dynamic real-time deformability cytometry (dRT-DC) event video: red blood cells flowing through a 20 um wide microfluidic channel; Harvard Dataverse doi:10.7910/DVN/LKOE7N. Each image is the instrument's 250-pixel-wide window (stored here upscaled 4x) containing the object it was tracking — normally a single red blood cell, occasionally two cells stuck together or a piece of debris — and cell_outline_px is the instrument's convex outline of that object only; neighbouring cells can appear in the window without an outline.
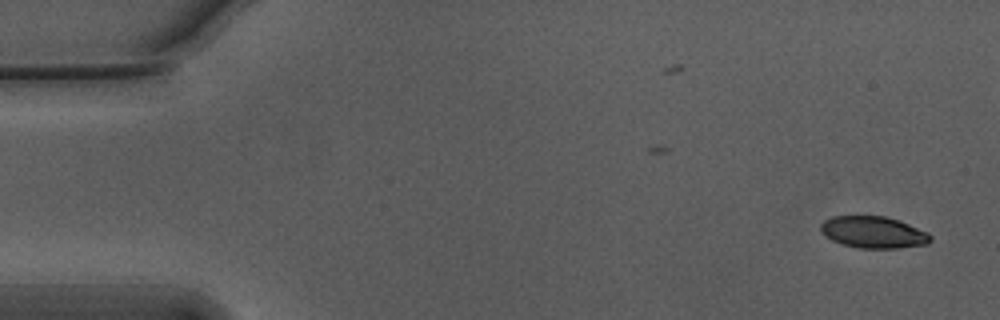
{"species": "Egyptian fruit bat (a non-hibernating species)", "species_latin": "Rousettus aegyptiacus", "temperature_condition": "warm", "stored_images_in_passage": 47, "camera_frame_rate_fps": 3000, "um_per_image_px": 0.085, "animal": {"sex": "male"}, "frame": {"image": 1, "passage_image": 1, "time_ms": 0.0, "image_size_px": [1000, 320], "cell_outline_px": [[932, 240], [928, 244], [900, 248], [860, 248], [844, 244], [832, 240], [824, 236], [820, 228], [820, 224], [824, 220], [832, 216], [884, 216], [900, 220], [928, 232], [932, 236]], "centroid_in_image_um": [74.26, 19.74], "position_along_channel_um": 10.7, "area_um2": 20.46}}
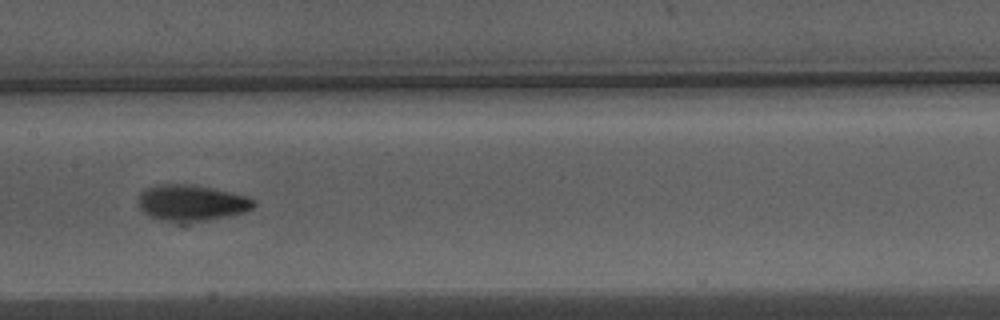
{"frame": {"image": 2, "passage_image": 26, "time_ms": 8.333, "image_size_px": [1000, 320], "cell_outline_px": [[256, 204], [252, 208], [244, 212], [184, 224], [172, 224], [152, 216], [144, 212], [140, 208], [140, 192], [144, 188], [156, 184], [184, 184], [208, 188], [248, 196], [256, 200]], "centroid_in_image_um": [16.25, 17.26], "position_along_channel_um": 191.2, "area_um2": 24.22}}
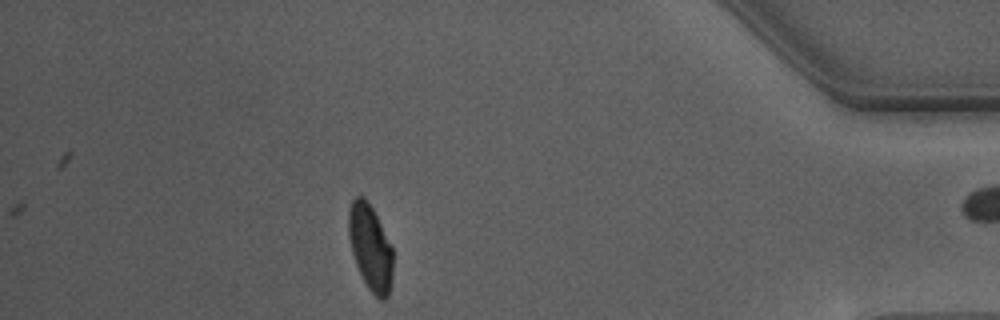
{"frame": {"image": 3, "passage_image": 47, "time_ms": 15.333, "image_size_px": [1000, 320], "cell_outline_px": [[392, 276], [388, 296], [384, 300], [380, 300], [368, 288], [356, 264], [352, 252], [348, 236], [348, 212], [352, 200], [356, 196], [364, 196], [368, 200], [392, 248]], "centroid_in_image_um": [31.46, 21.02], "position_along_channel_um": 403.7, "area_um2": 21.91}, "authors_computed_cell_mechanics": {"area_um2": 22.542, "velocity_mm_per_s": 3.739, "shape_relaxation_time_tau1_ms": 2.9953, "shape_relaxation_time_tau2_ms": 1.87, "deformation_change_tau1": 0.1527, "deformation_change_tau2": 0.0511}}